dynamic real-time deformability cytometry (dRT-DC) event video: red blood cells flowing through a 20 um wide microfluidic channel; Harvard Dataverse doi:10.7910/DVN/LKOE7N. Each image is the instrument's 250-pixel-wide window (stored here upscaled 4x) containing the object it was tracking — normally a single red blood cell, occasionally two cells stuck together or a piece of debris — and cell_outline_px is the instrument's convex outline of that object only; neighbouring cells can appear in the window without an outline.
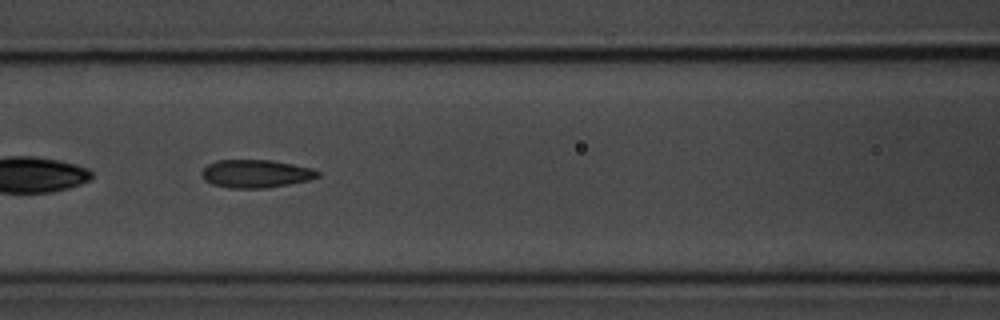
{"species": "common noctule bat (a hibernating species)", "species_latin": "Nyctalus noctula", "temperature_condition": "room temperature", "stored_images_in_passage": 7, "camera_frame_rate_fps": 3000, "um_per_image_px": 0.085, "animal": {"sex": "male", "body_mass_g": 20.1, "forearm_length_mm": 53.5}, "frame": {"image": 1, "passage_image": 6, "time_ms": 6.667, "image_size_px": [1000, 320], "cell_outline_px": [[320, 176], [308, 180], [288, 184], [264, 188], [228, 188], [212, 184], [204, 180], [200, 172], [208, 164], [216, 160], [272, 160], [312, 168], [320, 172]], "centroid_in_image_um": [21.72, 14.76], "position_along_channel_um": 144.9, "area_um2": 18.96}}